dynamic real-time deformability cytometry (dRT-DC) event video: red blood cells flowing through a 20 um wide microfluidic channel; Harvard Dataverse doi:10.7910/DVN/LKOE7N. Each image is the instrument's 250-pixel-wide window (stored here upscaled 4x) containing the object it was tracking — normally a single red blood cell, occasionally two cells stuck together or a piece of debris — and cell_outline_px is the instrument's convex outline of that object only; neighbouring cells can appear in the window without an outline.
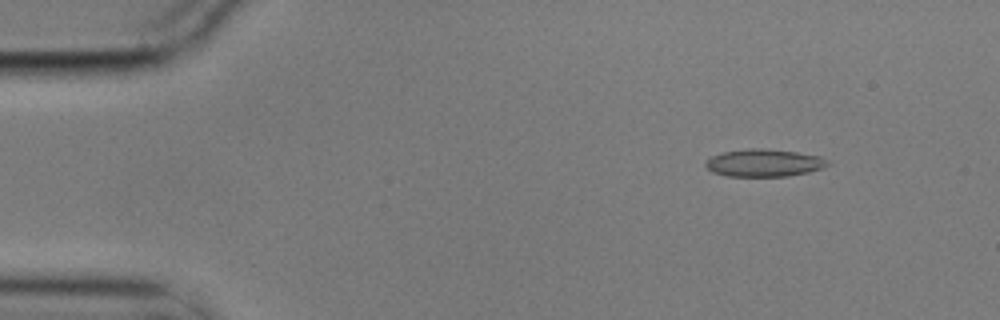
{"species": "common noctule bat (a hibernating species)", "species_latin": "Nyctalus noctula", "temperature_condition": "cold", "stored_images_in_passage": 5, "camera_frame_rate_fps": 3000, "um_per_image_px": 0.085, "animal": {"sex": "male", "body_mass_g": 17.9}, "frame": {"image": 1, "passage_image": 2, "time_ms": 0.333, "image_size_px": [1000, 320], "cell_outline_px": [[832, 164], [808, 172], [788, 176], [728, 176], [712, 172], [704, 164], [712, 156], [724, 152], [748, 148], [760, 148], [796, 152], [820, 156], [828, 160]], "centroid_in_image_um": [64.96, 13.84], "position_along_channel_um": 20.0, "area_um2": 19.42}}